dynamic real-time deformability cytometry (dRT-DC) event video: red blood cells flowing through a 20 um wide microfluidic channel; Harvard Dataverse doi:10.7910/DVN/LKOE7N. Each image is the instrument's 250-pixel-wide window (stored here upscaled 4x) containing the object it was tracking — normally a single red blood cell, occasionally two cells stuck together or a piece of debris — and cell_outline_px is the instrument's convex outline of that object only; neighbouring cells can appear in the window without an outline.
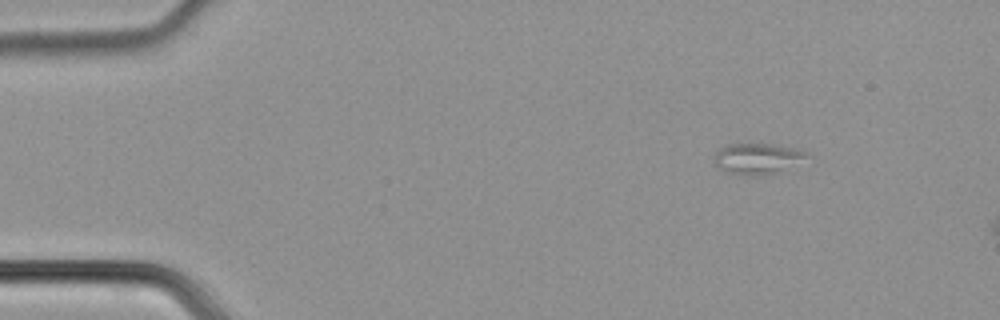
{"species": "common noctule bat (a hibernating species)", "species_latin": "Nyctalus noctula", "temperature_condition": "cold", "stored_images_in_passage": 48, "camera_frame_rate_fps": 3000, "um_per_image_px": 0.085, "animal": {"sex": "male", "body_mass_g": 21.5, "forearm_length_mm": 52.0}, "frame": {"image": 1, "passage_image": 7, "time_ms": 2.0, "image_size_px": [1000, 320], "cell_outline_px": [[808, 156], [776, 172], [728, 172], [720, 168], [716, 164], [716, 152], [720, 148], [728, 144], [772, 144], [796, 148], [808, 152]], "centroid_in_image_um": [64.38, 13.4], "position_along_channel_um": 20.6, "area_um2": 15.32}}
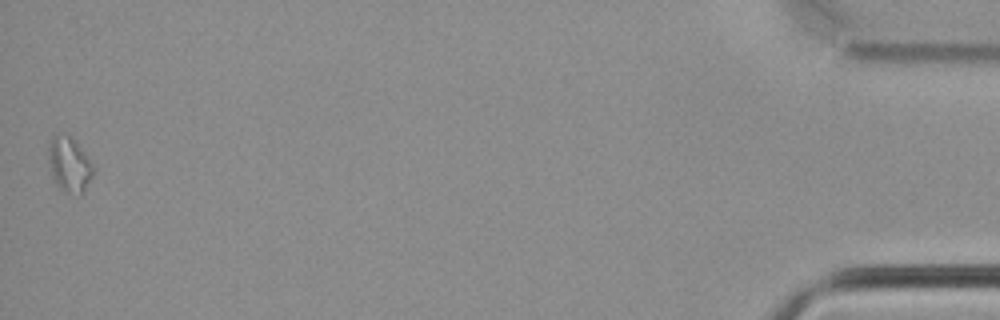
{"frame": {"image": 2, "passage_image": 48, "time_ms": 15.667, "image_size_px": [1000, 320], "cell_outline_px": [[96, 172], [84, 188], [80, 192], [64, 192], [56, 184], [52, 176], [48, 160], [48, 148], [52, 136], [56, 132], [68, 136], [76, 140], [92, 164]], "centroid_in_image_um": [5.87, 13.93], "position_along_channel_um": 429.3, "area_um2": 14.22}}